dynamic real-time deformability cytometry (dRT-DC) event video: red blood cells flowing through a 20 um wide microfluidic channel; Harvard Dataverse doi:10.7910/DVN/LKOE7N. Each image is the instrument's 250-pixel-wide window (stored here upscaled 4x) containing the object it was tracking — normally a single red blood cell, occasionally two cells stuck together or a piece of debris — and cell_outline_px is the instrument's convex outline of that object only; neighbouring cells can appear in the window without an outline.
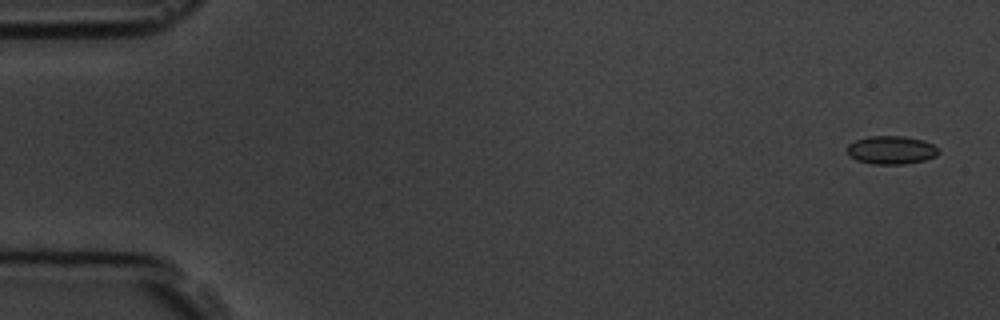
{"species": "common noctule bat (a hibernating species)", "species_latin": "Nyctalus noctula", "temperature_condition": "room temperature", "stored_images_in_passage": 6, "camera_frame_rate_fps": 3000, "um_per_image_px": 0.085, "animal": {"sex": "male", "body_mass_g": 19.5, "forearm_length_mm": 54.6}, "frame": {"image": 1, "passage_image": 1, "time_ms": 0.0, "image_size_px": [1000, 320], "cell_outline_px": [[940, 152], [936, 156], [924, 160], [904, 164], [872, 164], [856, 160], [848, 156], [848, 144], [856, 140], [868, 136], [904, 136], [924, 140], [932, 144]], "centroid_in_image_um": [75.74, 12.75], "position_along_channel_um": 9.3, "area_um2": 15.09}}